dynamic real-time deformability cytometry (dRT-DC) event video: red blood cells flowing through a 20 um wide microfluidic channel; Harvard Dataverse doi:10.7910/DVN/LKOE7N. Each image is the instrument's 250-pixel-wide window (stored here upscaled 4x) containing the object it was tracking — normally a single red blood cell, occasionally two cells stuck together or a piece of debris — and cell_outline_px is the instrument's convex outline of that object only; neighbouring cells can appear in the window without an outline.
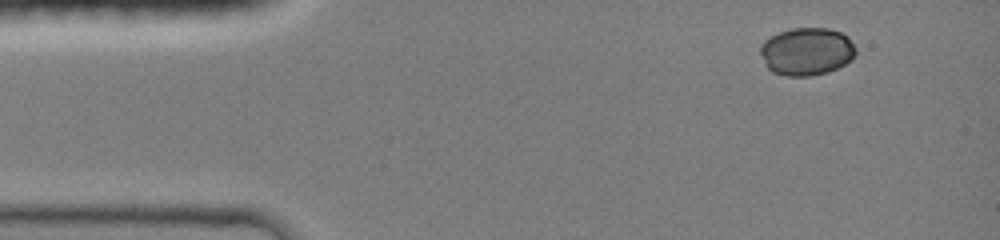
{"species": "common noctule bat (a hibernating species)", "species_latin": "Nyctalus noctula", "temperature_condition": "room temperature", "stored_images_in_passage": 38, "camera_frame_rate_fps": 3000, "um_per_image_px": 0.085, "animal": {"sex": "female", "body_mass_g": 19.0, "forearm_length_mm": 51.5}, "frame": {"image": 1, "passage_image": 1, "time_ms": 0.0, "image_size_px": [1000, 240], "cell_outline_px": [[856, 52], [852, 60], [828, 72], [812, 76], [784, 76], [772, 72], [764, 64], [760, 52], [760, 44], [764, 40], [780, 32], [792, 28], [828, 28], [840, 32], [848, 36], [856, 48]], "centroid_in_image_um": [68.56, 4.38], "position_along_channel_um": 16.4, "area_um2": 26.76}}
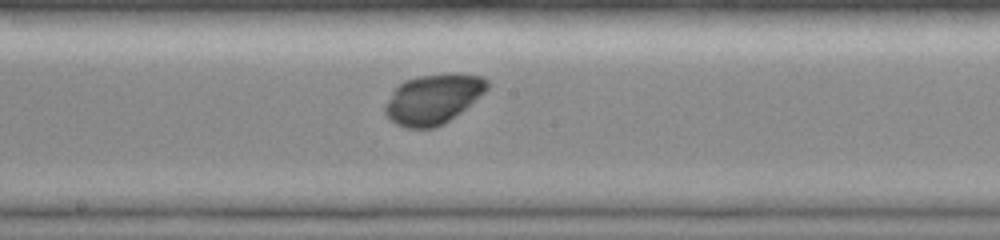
{"frame": {"image": 2, "passage_image": 21, "time_ms": 6.667, "image_size_px": [1000, 240], "cell_outline_px": [[488, 88], [484, 92], [460, 112], [444, 124], [432, 128], [408, 128], [396, 124], [384, 112], [384, 104], [392, 92], [404, 80], [420, 76], [448, 72], [456, 72], [484, 76], [488, 80]], "centroid_in_image_um": [36.82, 8.39], "position_along_channel_um": 211.4, "area_um2": 29.71}}
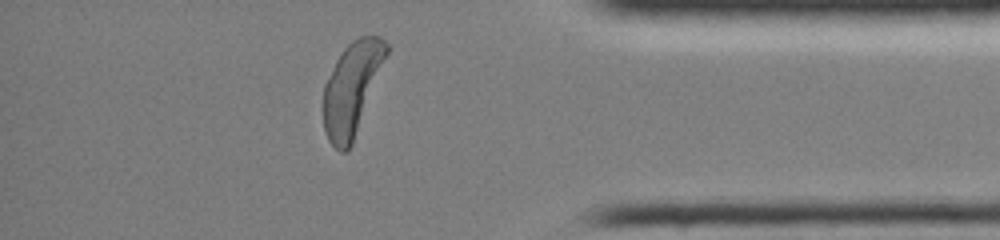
{"frame": {"image": 3, "passage_image": 36, "time_ms": 11.667, "image_size_px": [1000, 240], "cell_outline_px": [[388, 52], [352, 144], [348, 152], [340, 152], [328, 140], [324, 132], [324, 84], [336, 60], [344, 48], [352, 40], [360, 36], [380, 36], [388, 44]], "centroid_in_image_um": [29.9, 7.52], "position_along_channel_um": 405.3, "area_um2": 33.52}, "authors_computed_cell_mechanics": {"area_um2": 29.2757, "velocity_mm_per_s": 4.1575, "shape_relaxation_time_tau1_ms": 0.9535, "shape_relaxation_time_tau2_ms": null, "deformation_change_tau1": 0.0436, "deformation_change_tau2": null}}